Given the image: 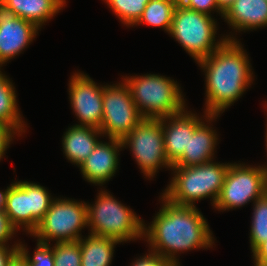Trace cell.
<instances>
[{
  "mask_svg": "<svg viewBox=\"0 0 267 266\" xmlns=\"http://www.w3.org/2000/svg\"><path fill=\"white\" fill-rule=\"evenodd\" d=\"M161 197L162 206L152 224L148 228L144 225L143 237L147 238L152 253L180 266L175 254L210 248L214 244L213 233L196 206L177 205Z\"/></svg>",
  "mask_w": 267,
  "mask_h": 266,
  "instance_id": "1",
  "label": "cell"
},
{
  "mask_svg": "<svg viewBox=\"0 0 267 266\" xmlns=\"http://www.w3.org/2000/svg\"><path fill=\"white\" fill-rule=\"evenodd\" d=\"M248 58L239 41L226 40L209 57L197 62L206 78V122L216 119L251 85L253 72Z\"/></svg>",
  "mask_w": 267,
  "mask_h": 266,
  "instance_id": "2",
  "label": "cell"
},
{
  "mask_svg": "<svg viewBox=\"0 0 267 266\" xmlns=\"http://www.w3.org/2000/svg\"><path fill=\"white\" fill-rule=\"evenodd\" d=\"M229 165L211 161L188 167H172L174 177L162 195L171 203L193 207L195 201L210 197L214 206Z\"/></svg>",
  "mask_w": 267,
  "mask_h": 266,
  "instance_id": "3",
  "label": "cell"
},
{
  "mask_svg": "<svg viewBox=\"0 0 267 266\" xmlns=\"http://www.w3.org/2000/svg\"><path fill=\"white\" fill-rule=\"evenodd\" d=\"M123 82L143 118L160 119L186 109L181 87L169 77L136 75L123 78Z\"/></svg>",
  "mask_w": 267,
  "mask_h": 266,
  "instance_id": "4",
  "label": "cell"
},
{
  "mask_svg": "<svg viewBox=\"0 0 267 266\" xmlns=\"http://www.w3.org/2000/svg\"><path fill=\"white\" fill-rule=\"evenodd\" d=\"M216 23L212 16L188 9L178 3L169 34L198 62L209 57L226 40H236L233 35H226L227 37L224 36L215 42Z\"/></svg>",
  "mask_w": 267,
  "mask_h": 266,
  "instance_id": "5",
  "label": "cell"
},
{
  "mask_svg": "<svg viewBox=\"0 0 267 266\" xmlns=\"http://www.w3.org/2000/svg\"><path fill=\"white\" fill-rule=\"evenodd\" d=\"M95 204H87L90 234L112 237L120 242L144 236V222L127 206L117 201L107 190H101Z\"/></svg>",
  "mask_w": 267,
  "mask_h": 266,
  "instance_id": "6",
  "label": "cell"
},
{
  "mask_svg": "<svg viewBox=\"0 0 267 266\" xmlns=\"http://www.w3.org/2000/svg\"><path fill=\"white\" fill-rule=\"evenodd\" d=\"M85 226H88L87 203L54 198L31 235L42 243L79 241L82 238L80 231Z\"/></svg>",
  "mask_w": 267,
  "mask_h": 266,
  "instance_id": "7",
  "label": "cell"
},
{
  "mask_svg": "<svg viewBox=\"0 0 267 266\" xmlns=\"http://www.w3.org/2000/svg\"><path fill=\"white\" fill-rule=\"evenodd\" d=\"M128 147L142 173L153 178L162 166L172 168L165 153L161 119L143 118L122 140Z\"/></svg>",
  "mask_w": 267,
  "mask_h": 266,
  "instance_id": "8",
  "label": "cell"
},
{
  "mask_svg": "<svg viewBox=\"0 0 267 266\" xmlns=\"http://www.w3.org/2000/svg\"><path fill=\"white\" fill-rule=\"evenodd\" d=\"M266 192L267 177L261 166L230 163L214 207L219 211L240 208Z\"/></svg>",
  "mask_w": 267,
  "mask_h": 266,
  "instance_id": "9",
  "label": "cell"
},
{
  "mask_svg": "<svg viewBox=\"0 0 267 266\" xmlns=\"http://www.w3.org/2000/svg\"><path fill=\"white\" fill-rule=\"evenodd\" d=\"M103 117L100 131L122 140L143 120L125 82L103 86Z\"/></svg>",
  "mask_w": 267,
  "mask_h": 266,
  "instance_id": "10",
  "label": "cell"
},
{
  "mask_svg": "<svg viewBox=\"0 0 267 266\" xmlns=\"http://www.w3.org/2000/svg\"><path fill=\"white\" fill-rule=\"evenodd\" d=\"M69 81V99L80 124L100 129L103 117V86L87 74L74 73Z\"/></svg>",
  "mask_w": 267,
  "mask_h": 266,
  "instance_id": "11",
  "label": "cell"
},
{
  "mask_svg": "<svg viewBox=\"0 0 267 266\" xmlns=\"http://www.w3.org/2000/svg\"><path fill=\"white\" fill-rule=\"evenodd\" d=\"M39 28L16 15L0 1V67L23 51Z\"/></svg>",
  "mask_w": 267,
  "mask_h": 266,
  "instance_id": "12",
  "label": "cell"
},
{
  "mask_svg": "<svg viewBox=\"0 0 267 266\" xmlns=\"http://www.w3.org/2000/svg\"><path fill=\"white\" fill-rule=\"evenodd\" d=\"M109 139L108 143L99 141L93 152L79 165L87 182L103 185L116 173L118 153L124 147L120 139Z\"/></svg>",
  "mask_w": 267,
  "mask_h": 266,
  "instance_id": "13",
  "label": "cell"
},
{
  "mask_svg": "<svg viewBox=\"0 0 267 266\" xmlns=\"http://www.w3.org/2000/svg\"><path fill=\"white\" fill-rule=\"evenodd\" d=\"M160 119L165 153L168 161L173 165L184 151L188 150L189 133H194L202 118L184 109L182 112Z\"/></svg>",
  "mask_w": 267,
  "mask_h": 266,
  "instance_id": "14",
  "label": "cell"
},
{
  "mask_svg": "<svg viewBox=\"0 0 267 266\" xmlns=\"http://www.w3.org/2000/svg\"><path fill=\"white\" fill-rule=\"evenodd\" d=\"M217 132L201 121L194 133H189L188 150L173 164L172 167H188L211 162L217 145Z\"/></svg>",
  "mask_w": 267,
  "mask_h": 266,
  "instance_id": "15",
  "label": "cell"
},
{
  "mask_svg": "<svg viewBox=\"0 0 267 266\" xmlns=\"http://www.w3.org/2000/svg\"><path fill=\"white\" fill-rule=\"evenodd\" d=\"M223 18L237 31L267 26V0H235Z\"/></svg>",
  "mask_w": 267,
  "mask_h": 266,
  "instance_id": "16",
  "label": "cell"
},
{
  "mask_svg": "<svg viewBox=\"0 0 267 266\" xmlns=\"http://www.w3.org/2000/svg\"><path fill=\"white\" fill-rule=\"evenodd\" d=\"M98 135L103 136L100 129L94 127L79 125L69 127L62 139L63 153L66 158L79 167L98 144Z\"/></svg>",
  "mask_w": 267,
  "mask_h": 266,
  "instance_id": "17",
  "label": "cell"
},
{
  "mask_svg": "<svg viewBox=\"0 0 267 266\" xmlns=\"http://www.w3.org/2000/svg\"><path fill=\"white\" fill-rule=\"evenodd\" d=\"M10 224L16 229L24 227L31 235V203L30 182L18 181L12 183L4 209Z\"/></svg>",
  "mask_w": 267,
  "mask_h": 266,
  "instance_id": "18",
  "label": "cell"
},
{
  "mask_svg": "<svg viewBox=\"0 0 267 266\" xmlns=\"http://www.w3.org/2000/svg\"><path fill=\"white\" fill-rule=\"evenodd\" d=\"M16 15L36 25H42L54 17L66 4L65 0H1Z\"/></svg>",
  "mask_w": 267,
  "mask_h": 266,
  "instance_id": "19",
  "label": "cell"
},
{
  "mask_svg": "<svg viewBox=\"0 0 267 266\" xmlns=\"http://www.w3.org/2000/svg\"><path fill=\"white\" fill-rule=\"evenodd\" d=\"M81 266H110L115 245L121 243L112 237L89 234L79 240Z\"/></svg>",
  "mask_w": 267,
  "mask_h": 266,
  "instance_id": "20",
  "label": "cell"
},
{
  "mask_svg": "<svg viewBox=\"0 0 267 266\" xmlns=\"http://www.w3.org/2000/svg\"><path fill=\"white\" fill-rule=\"evenodd\" d=\"M14 89L10 79L0 71V122L12 127L17 135H22L26 125L19 112Z\"/></svg>",
  "mask_w": 267,
  "mask_h": 266,
  "instance_id": "21",
  "label": "cell"
},
{
  "mask_svg": "<svg viewBox=\"0 0 267 266\" xmlns=\"http://www.w3.org/2000/svg\"><path fill=\"white\" fill-rule=\"evenodd\" d=\"M177 4L176 0H150L135 25L146 23L161 27L169 33Z\"/></svg>",
  "mask_w": 267,
  "mask_h": 266,
  "instance_id": "22",
  "label": "cell"
},
{
  "mask_svg": "<svg viewBox=\"0 0 267 266\" xmlns=\"http://www.w3.org/2000/svg\"><path fill=\"white\" fill-rule=\"evenodd\" d=\"M250 230L252 252L267 238V192L254 203Z\"/></svg>",
  "mask_w": 267,
  "mask_h": 266,
  "instance_id": "23",
  "label": "cell"
},
{
  "mask_svg": "<svg viewBox=\"0 0 267 266\" xmlns=\"http://www.w3.org/2000/svg\"><path fill=\"white\" fill-rule=\"evenodd\" d=\"M123 24L134 26L150 0H105Z\"/></svg>",
  "mask_w": 267,
  "mask_h": 266,
  "instance_id": "24",
  "label": "cell"
},
{
  "mask_svg": "<svg viewBox=\"0 0 267 266\" xmlns=\"http://www.w3.org/2000/svg\"><path fill=\"white\" fill-rule=\"evenodd\" d=\"M53 200L45 187L30 182L31 234L38 227Z\"/></svg>",
  "mask_w": 267,
  "mask_h": 266,
  "instance_id": "25",
  "label": "cell"
},
{
  "mask_svg": "<svg viewBox=\"0 0 267 266\" xmlns=\"http://www.w3.org/2000/svg\"><path fill=\"white\" fill-rule=\"evenodd\" d=\"M53 253L55 266H81L79 241L56 242Z\"/></svg>",
  "mask_w": 267,
  "mask_h": 266,
  "instance_id": "26",
  "label": "cell"
},
{
  "mask_svg": "<svg viewBox=\"0 0 267 266\" xmlns=\"http://www.w3.org/2000/svg\"><path fill=\"white\" fill-rule=\"evenodd\" d=\"M18 243V255L26 262L28 266H55L53 248L48 243L37 241V248L33 257H30L25 245Z\"/></svg>",
  "mask_w": 267,
  "mask_h": 266,
  "instance_id": "27",
  "label": "cell"
},
{
  "mask_svg": "<svg viewBox=\"0 0 267 266\" xmlns=\"http://www.w3.org/2000/svg\"><path fill=\"white\" fill-rule=\"evenodd\" d=\"M186 8L211 16V10L217 11L222 17L224 13L219 9L216 0H182Z\"/></svg>",
  "mask_w": 267,
  "mask_h": 266,
  "instance_id": "28",
  "label": "cell"
},
{
  "mask_svg": "<svg viewBox=\"0 0 267 266\" xmlns=\"http://www.w3.org/2000/svg\"><path fill=\"white\" fill-rule=\"evenodd\" d=\"M131 266H178L174 262L149 251L148 255L140 257Z\"/></svg>",
  "mask_w": 267,
  "mask_h": 266,
  "instance_id": "29",
  "label": "cell"
},
{
  "mask_svg": "<svg viewBox=\"0 0 267 266\" xmlns=\"http://www.w3.org/2000/svg\"><path fill=\"white\" fill-rule=\"evenodd\" d=\"M14 134L16 135L17 132L12 127L6 123L0 122V160L3 158L5 151L14 138Z\"/></svg>",
  "mask_w": 267,
  "mask_h": 266,
  "instance_id": "30",
  "label": "cell"
},
{
  "mask_svg": "<svg viewBox=\"0 0 267 266\" xmlns=\"http://www.w3.org/2000/svg\"><path fill=\"white\" fill-rule=\"evenodd\" d=\"M17 231L9 222L6 214H0V245H6Z\"/></svg>",
  "mask_w": 267,
  "mask_h": 266,
  "instance_id": "31",
  "label": "cell"
},
{
  "mask_svg": "<svg viewBox=\"0 0 267 266\" xmlns=\"http://www.w3.org/2000/svg\"><path fill=\"white\" fill-rule=\"evenodd\" d=\"M12 246L9 248V246L0 245V266H8L18 254V244L16 243Z\"/></svg>",
  "mask_w": 267,
  "mask_h": 266,
  "instance_id": "32",
  "label": "cell"
},
{
  "mask_svg": "<svg viewBox=\"0 0 267 266\" xmlns=\"http://www.w3.org/2000/svg\"><path fill=\"white\" fill-rule=\"evenodd\" d=\"M252 253L255 266H267V238Z\"/></svg>",
  "mask_w": 267,
  "mask_h": 266,
  "instance_id": "33",
  "label": "cell"
},
{
  "mask_svg": "<svg viewBox=\"0 0 267 266\" xmlns=\"http://www.w3.org/2000/svg\"><path fill=\"white\" fill-rule=\"evenodd\" d=\"M12 184L7 187L5 191H0V214H5L4 209L6 205L7 194Z\"/></svg>",
  "mask_w": 267,
  "mask_h": 266,
  "instance_id": "34",
  "label": "cell"
},
{
  "mask_svg": "<svg viewBox=\"0 0 267 266\" xmlns=\"http://www.w3.org/2000/svg\"><path fill=\"white\" fill-rule=\"evenodd\" d=\"M235 0H216L219 9L224 13Z\"/></svg>",
  "mask_w": 267,
  "mask_h": 266,
  "instance_id": "35",
  "label": "cell"
},
{
  "mask_svg": "<svg viewBox=\"0 0 267 266\" xmlns=\"http://www.w3.org/2000/svg\"><path fill=\"white\" fill-rule=\"evenodd\" d=\"M266 150H267V128H266ZM262 169L264 170V172L266 173V177H267V165H262L261 166Z\"/></svg>",
  "mask_w": 267,
  "mask_h": 266,
  "instance_id": "36",
  "label": "cell"
}]
</instances>
